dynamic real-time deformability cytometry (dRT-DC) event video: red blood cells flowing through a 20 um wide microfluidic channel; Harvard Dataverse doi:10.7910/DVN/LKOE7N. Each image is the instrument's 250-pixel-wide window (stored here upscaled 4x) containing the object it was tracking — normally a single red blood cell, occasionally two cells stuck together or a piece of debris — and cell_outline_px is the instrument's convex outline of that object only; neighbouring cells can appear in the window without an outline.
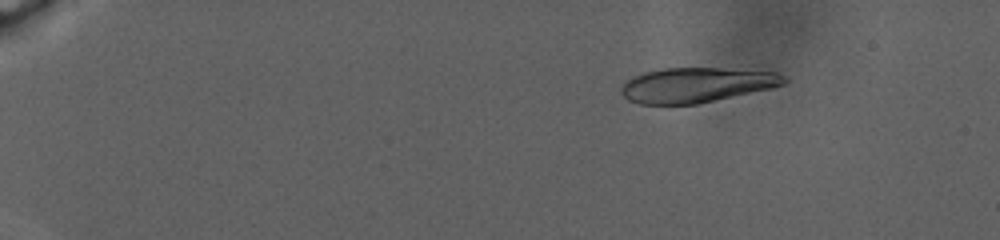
{"species": "human", "species_latin": "Homo sapiens", "temperature_condition": "warm", "stored_images_in_passage": 138, "camera_frame_rate_fps": 3000, "um_per_image_px": 0.085, "donor": {"sex": "male"}, "frame": {"image": 1, "passage_image": 3, "time_ms": 0.333, "image_size_px": [1000, 240], "cell_outline_px": [[788, 80], [784, 84], [768, 88], [696, 104], [640, 104], [628, 100], [620, 92], [620, 88], [632, 76], [644, 72], [660, 68], [720, 68], [776, 72], [788, 76]], "centroid_in_image_um": [59.17, 7.21], "position_along_channel_um": 25.8, "area_um2": 32.89}}
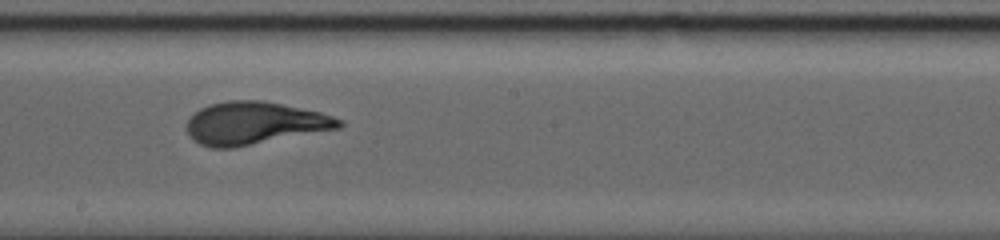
{"frame": {"image": 2, "passage_image": 79, "time_ms": 16.0, "image_size_px": [1000, 240], "cell_outline_px": [[344, 124], [340, 128], [236, 148], [212, 148], [200, 144], [192, 140], [188, 136], [184, 124], [200, 108], [212, 104], [228, 100], [264, 100], [320, 112], [344, 120]], "centroid_in_image_um": [21.62, 10.48], "position_along_channel_um": 226.6, "area_um2": 38.21}}
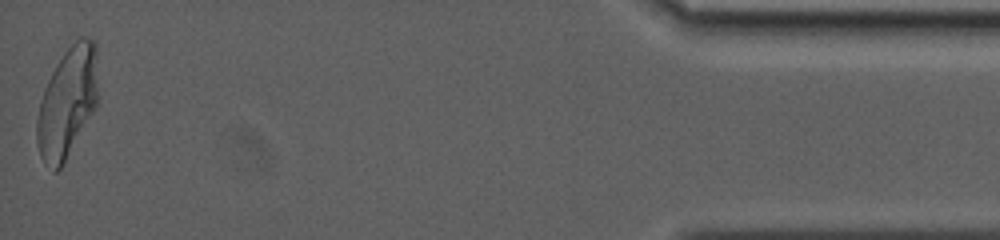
{"frame": {"image": 3, "passage_image": 137, "time_ms": 28.667, "image_size_px": [1000, 240], "cell_outline_px": [[96, 108], [60, 168], [56, 172], [52, 172], [44, 164], [40, 156], [36, 144], [36, 120], [40, 100], [44, 88], [56, 64], [64, 52], [80, 36], [84, 36], [96, 40]], "centroid_in_image_um": [5.69, 8.73], "position_along_channel_um": 429.5, "area_um2": 39.19}, "authors_computed_cell_mechanics": {"area_um2": 36.7608, "velocity_mm_per_s": 2.1566, "shape_relaxation_time_tau1_ms": 8.2801, "shape_relaxation_time_tau2_ms": 1.1872, "deformation_change_tau1": 0.234, "deformation_change_tau2": 0.0748}}